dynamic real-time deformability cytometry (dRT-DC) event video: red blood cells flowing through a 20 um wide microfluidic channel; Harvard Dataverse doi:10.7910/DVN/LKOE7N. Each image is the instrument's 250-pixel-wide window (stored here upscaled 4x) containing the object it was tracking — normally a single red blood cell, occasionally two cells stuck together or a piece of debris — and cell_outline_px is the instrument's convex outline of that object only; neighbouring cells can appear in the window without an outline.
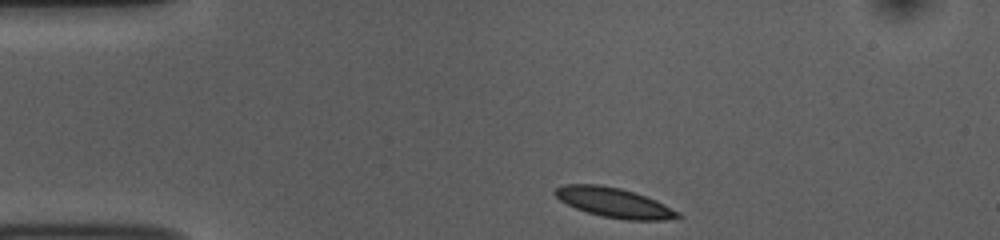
{"species": "common noctule bat (a hibernating species)", "species_latin": "Nyctalus noctula", "temperature_condition": "room temperature", "stored_images_in_passage": 37, "camera_frame_rate_fps": 3000, "um_per_image_px": 0.085, "animal": {"sex": "female", "body_mass_g": 10.0, "forearm_length_mm": 53.1}, "frame": {"image": 1, "passage_image": 1, "time_ms": 0.0, "image_size_px": [1000, 240], "cell_outline_px": [[684, 216], [664, 220], [624, 220], [604, 216], [588, 212], [576, 208], [560, 200], [552, 192], [556, 188], [564, 184], [600, 184], [620, 188], [656, 200], [680, 212]], "centroid_in_image_um": [52.21, 17.22], "position_along_channel_um": 32.8, "area_um2": 21.1}}
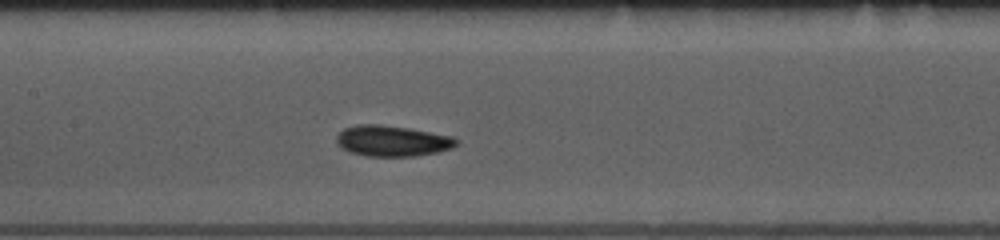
{"frame": {"image": 2, "passage_image": 16, "time_ms": 5.0, "image_size_px": [1000, 240], "cell_outline_px": [[460, 140], [452, 148], [436, 152], [416, 156], [368, 156], [348, 152], [336, 144], [336, 136], [344, 128], [356, 124], [380, 124], [408, 128], [452, 136]], "centroid_in_image_um": [33.31, 11.97], "position_along_channel_um": 174.1, "area_um2": 21.62}}
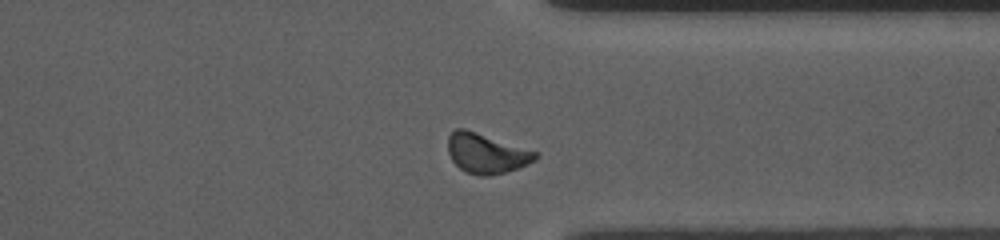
{"frame": {"image": 3, "passage_image": 32, "time_ms": 10.333, "image_size_px": [1000, 240], "cell_outline_px": [[540, 156], [536, 160], [520, 168], [488, 176], [480, 176], [464, 172], [452, 160], [448, 152], [448, 136], [456, 128], [464, 128], [536, 152]], "centroid_in_image_um": [41.33, 13.05], "position_along_channel_um": 370.1, "area_um2": 20.17}, "authors_computed_cell_mechanics": {"area_um2": 20.3456, "velocity_mm_per_s": 3.7155, "shape_relaxation_time_tau1_ms": 2.3496, "shape_relaxation_time_tau2_ms": 2.8546, "deformation_change_tau1": 0.105, "deformation_change_tau2": 0.0855}}